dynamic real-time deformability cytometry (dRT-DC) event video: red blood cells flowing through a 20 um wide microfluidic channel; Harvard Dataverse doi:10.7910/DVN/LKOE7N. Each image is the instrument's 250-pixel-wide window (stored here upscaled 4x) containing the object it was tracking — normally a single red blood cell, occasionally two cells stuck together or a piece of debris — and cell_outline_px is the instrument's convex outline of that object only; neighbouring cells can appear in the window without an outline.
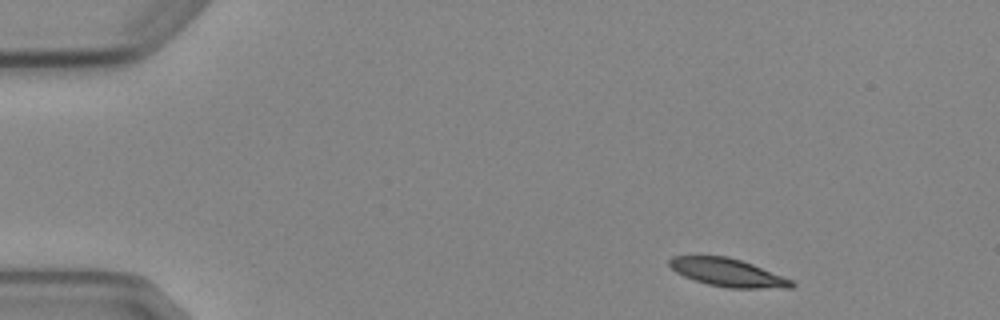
{"species": "Egyptian fruit bat (a non-hibernating species)", "species_latin": "Rousettus aegyptiacus", "temperature_condition": "cold", "stored_images_in_passage": 5, "camera_frame_rate_fps": 3000, "um_per_image_px": 0.085, "animal": {"sex": "female"}, "frame": {"image": 1, "passage_image": 1, "time_ms": 0.0, "image_size_px": [1000, 320], "cell_outline_px": [[796, 284], [792, 288], [728, 288], [708, 284], [684, 276], [676, 272], [668, 264], [668, 260], [672, 256], [728, 256], [752, 264], [792, 280]], "centroid_in_image_um": [61.85, 23.17], "position_along_channel_um": 23.1, "area_um2": 19.77}}
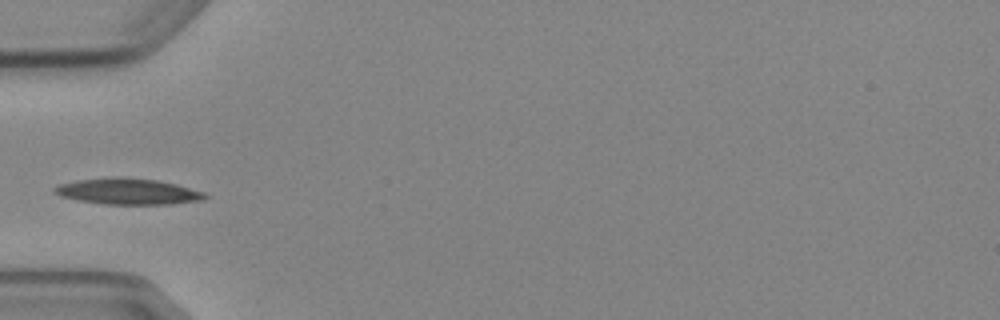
{"frame": {"image": 2, "passage_image": 4, "time_ms": 3.667, "image_size_px": [1000, 320], "cell_outline_px": [[208, 196], [204, 200], [172, 204], [104, 204], [76, 200], [60, 196], [52, 192], [52, 188], [60, 184], [76, 180], [112, 176], [124, 176], [156, 180], [176, 184], [204, 192]], "centroid_in_image_um": [10.84, 16.26], "position_along_channel_um": 74.2, "area_um2": 23.18}}
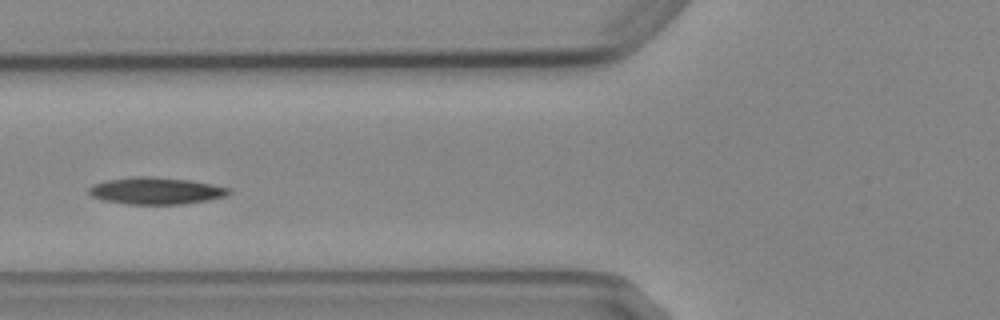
{"frame": {"image": 3, "passage_image": 5, "time_ms": 4.667, "image_size_px": [1000, 320], "cell_outline_px": [[232, 192], [228, 196], [208, 200], [184, 204], [128, 204], [104, 200], [92, 196], [88, 192], [88, 188], [92, 184], [108, 180], [136, 176], [152, 176], [188, 180], [212, 184], [232, 188]], "centroid_in_image_um": [13.3, 16.22], "position_along_channel_um": 112.5, "area_um2": 22.08}}